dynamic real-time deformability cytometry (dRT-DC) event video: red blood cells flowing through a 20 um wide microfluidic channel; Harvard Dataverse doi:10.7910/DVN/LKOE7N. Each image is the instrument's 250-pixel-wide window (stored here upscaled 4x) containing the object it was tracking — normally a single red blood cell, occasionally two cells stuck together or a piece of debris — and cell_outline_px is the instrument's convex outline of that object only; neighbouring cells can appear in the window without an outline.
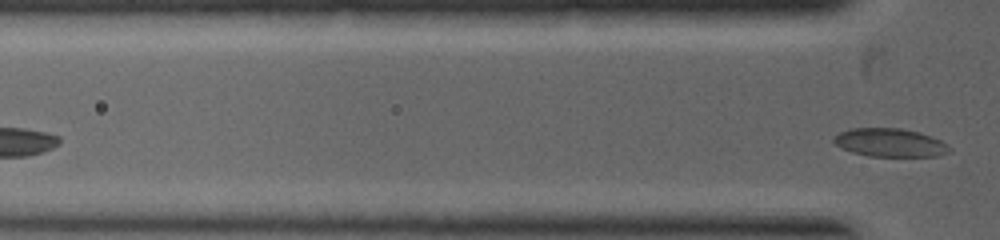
{"species": "common noctule bat (a hibernating species)", "species_latin": "Nyctalus noctula", "temperature_condition": "warm", "stored_images_in_passage": 3, "segment_of_instrument_passage": [2, 2], "camera_frame_rate_fps": 5000, "um_per_image_px": 0.085, "animal": {"sex": "female", "body_mass_g": 19.0, "forearm_length_mm": 53.3}, "frame": {"image": 1, "passage_image": 3, "time_ms": 0.8, "image_size_px": [1000, 240], "cell_outline_px": [[952, 152], [940, 156], [868, 156], [852, 152], [836, 144], [832, 140], [840, 132], [852, 128], [900, 128], [920, 132], [932, 136], [948, 144], [952, 148]], "centroid_in_image_um": [75.73, 12.13], "position_along_channel_um": 50.1, "area_um2": 19.19}}